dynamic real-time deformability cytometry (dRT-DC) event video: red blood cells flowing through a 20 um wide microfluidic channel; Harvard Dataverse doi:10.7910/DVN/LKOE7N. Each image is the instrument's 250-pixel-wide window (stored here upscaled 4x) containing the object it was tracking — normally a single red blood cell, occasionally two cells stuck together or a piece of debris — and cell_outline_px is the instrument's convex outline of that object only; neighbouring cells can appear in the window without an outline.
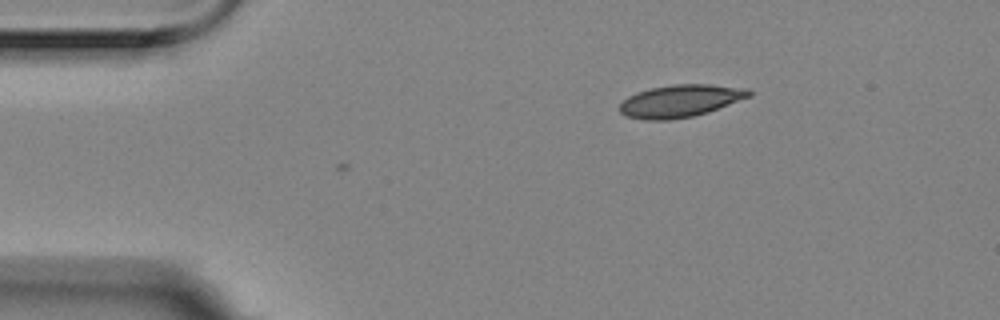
{"species": "Egyptian fruit bat (a non-hibernating species)", "species_latin": "Rousettus aegyptiacus", "temperature_condition": "room temperature", "stored_images_in_passage": 6, "camera_frame_rate_fps": 3000, "um_per_image_px": 0.085, "animal": {"sex": "female"}, "frame": {"image": 1, "passage_image": 6, "time_ms": 1.667, "image_size_px": [1000, 320], "cell_outline_px": [[752, 96], [708, 112], [692, 116], [668, 120], [644, 120], [624, 116], [620, 112], [620, 104], [628, 96], [636, 92], [652, 88], [672, 84], [708, 84], [748, 88], [752, 92]], "centroid_in_image_um": [57.83, 8.58], "position_along_channel_um": 27.2, "area_um2": 24.51}}